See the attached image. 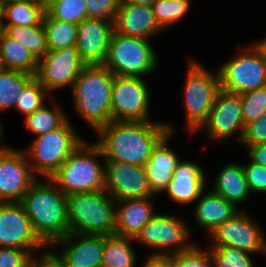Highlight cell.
<instances>
[{
  "label": "cell",
  "mask_w": 266,
  "mask_h": 267,
  "mask_svg": "<svg viewBox=\"0 0 266 267\" xmlns=\"http://www.w3.org/2000/svg\"><path fill=\"white\" fill-rule=\"evenodd\" d=\"M239 210L214 229L209 246H229L251 254L261 253L263 229L246 211Z\"/></svg>",
  "instance_id": "obj_16"
},
{
  "label": "cell",
  "mask_w": 266,
  "mask_h": 267,
  "mask_svg": "<svg viewBox=\"0 0 266 267\" xmlns=\"http://www.w3.org/2000/svg\"><path fill=\"white\" fill-rule=\"evenodd\" d=\"M196 202L194 219L199 227L206 229L207 235L239 211L233 203L213 191H204Z\"/></svg>",
  "instance_id": "obj_24"
},
{
  "label": "cell",
  "mask_w": 266,
  "mask_h": 267,
  "mask_svg": "<svg viewBox=\"0 0 266 267\" xmlns=\"http://www.w3.org/2000/svg\"><path fill=\"white\" fill-rule=\"evenodd\" d=\"M142 267H173L172 263L167 258H150L144 261Z\"/></svg>",
  "instance_id": "obj_45"
},
{
  "label": "cell",
  "mask_w": 266,
  "mask_h": 267,
  "mask_svg": "<svg viewBox=\"0 0 266 267\" xmlns=\"http://www.w3.org/2000/svg\"><path fill=\"white\" fill-rule=\"evenodd\" d=\"M0 1H2L5 4V3L11 2V1H20V0H0Z\"/></svg>",
  "instance_id": "obj_53"
},
{
  "label": "cell",
  "mask_w": 266,
  "mask_h": 267,
  "mask_svg": "<svg viewBox=\"0 0 266 267\" xmlns=\"http://www.w3.org/2000/svg\"><path fill=\"white\" fill-rule=\"evenodd\" d=\"M32 257L28 250L0 247V267H32Z\"/></svg>",
  "instance_id": "obj_41"
},
{
  "label": "cell",
  "mask_w": 266,
  "mask_h": 267,
  "mask_svg": "<svg viewBox=\"0 0 266 267\" xmlns=\"http://www.w3.org/2000/svg\"><path fill=\"white\" fill-rule=\"evenodd\" d=\"M149 87L143 77L114 75L111 88L112 120L152 122Z\"/></svg>",
  "instance_id": "obj_11"
},
{
  "label": "cell",
  "mask_w": 266,
  "mask_h": 267,
  "mask_svg": "<svg viewBox=\"0 0 266 267\" xmlns=\"http://www.w3.org/2000/svg\"><path fill=\"white\" fill-rule=\"evenodd\" d=\"M244 127L241 94L220 88L207 119L193 134L204 129L208 139L221 144L236 134L241 141Z\"/></svg>",
  "instance_id": "obj_12"
},
{
  "label": "cell",
  "mask_w": 266,
  "mask_h": 267,
  "mask_svg": "<svg viewBox=\"0 0 266 267\" xmlns=\"http://www.w3.org/2000/svg\"><path fill=\"white\" fill-rule=\"evenodd\" d=\"M120 3H130L151 6L156 0H119Z\"/></svg>",
  "instance_id": "obj_46"
},
{
  "label": "cell",
  "mask_w": 266,
  "mask_h": 267,
  "mask_svg": "<svg viewBox=\"0 0 266 267\" xmlns=\"http://www.w3.org/2000/svg\"><path fill=\"white\" fill-rule=\"evenodd\" d=\"M206 182L202 166L190 160H180L165 192L169 202L187 205L198 200L204 192Z\"/></svg>",
  "instance_id": "obj_21"
},
{
  "label": "cell",
  "mask_w": 266,
  "mask_h": 267,
  "mask_svg": "<svg viewBox=\"0 0 266 267\" xmlns=\"http://www.w3.org/2000/svg\"><path fill=\"white\" fill-rule=\"evenodd\" d=\"M266 55V37L256 42Z\"/></svg>",
  "instance_id": "obj_48"
},
{
  "label": "cell",
  "mask_w": 266,
  "mask_h": 267,
  "mask_svg": "<svg viewBox=\"0 0 266 267\" xmlns=\"http://www.w3.org/2000/svg\"><path fill=\"white\" fill-rule=\"evenodd\" d=\"M113 23L114 32L126 37L151 39L165 31L158 24L152 6L147 5L120 3Z\"/></svg>",
  "instance_id": "obj_20"
},
{
  "label": "cell",
  "mask_w": 266,
  "mask_h": 267,
  "mask_svg": "<svg viewBox=\"0 0 266 267\" xmlns=\"http://www.w3.org/2000/svg\"><path fill=\"white\" fill-rule=\"evenodd\" d=\"M0 247L28 250L32 255L47 247L19 203H0Z\"/></svg>",
  "instance_id": "obj_15"
},
{
  "label": "cell",
  "mask_w": 266,
  "mask_h": 267,
  "mask_svg": "<svg viewBox=\"0 0 266 267\" xmlns=\"http://www.w3.org/2000/svg\"><path fill=\"white\" fill-rule=\"evenodd\" d=\"M19 204L29 217L34 232L47 246L70 232L66 195L50 179L38 178Z\"/></svg>",
  "instance_id": "obj_2"
},
{
  "label": "cell",
  "mask_w": 266,
  "mask_h": 267,
  "mask_svg": "<svg viewBox=\"0 0 266 267\" xmlns=\"http://www.w3.org/2000/svg\"><path fill=\"white\" fill-rule=\"evenodd\" d=\"M150 39L113 32L105 63L114 75L146 77L158 69V55Z\"/></svg>",
  "instance_id": "obj_7"
},
{
  "label": "cell",
  "mask_w": 266,
  "mask_h": 267,
  "mask_svg": "<svg viewBox=\"0 0 266 267\" xmlns=\"http://www.w3.org/2000/svg\"><path fill=\"white\" fill-rule=\"evenodd\" d=\"M3 125H2V123H1V121H0V144H2L1 143V141L4 139V138H2L3 137V135H4V128L2 127ZM2 147H7V145H0V148H2Z\"/></svg>",
  "instance_id": "obj_50"
},
{
  "label": "cell",
  "mask_w": 266,
  "mask_h": 267,
  "mask_svg": "<svg viewBox=\"0 0 266 267\" xmlns=\"http://www.w3.org/2000/svg\"><path fill=\"white\" fill-rule=\"evenodd\" d=\"M212 267H254L251 253L229 246H209Z\"/></svg>",
  "instance_id": "obj_35"
},
{
  "label": "cell",
  "mask_w": 266,
  "mask_h": 267,
  "mask_svg": "<svg viewBox=\"0 0 266 267\" xmlns=\"http://www.w3.org/2000/svg\"><path fill=\"white\" fill-rule=\"evenodd\" d=\"M8 38L21 43L38 60L48 52L43 24L39 26H2Z\"/></svg>",
  "instance_id": "obj_30"
},
{
  "label": "cell",
  "mask_w": 266,
  "mask_h": 267,
  "mask_svg": "<svg viewBox=\"0 0 266 267\" xmlns=\"http://www.w3.org/2000/svg\"><path fill=\"white\" fill-rule=\"evenodd\" d=\"M45 14V7L39 0L11 1L4 4L3 26H39Z\"/></svg>",
  "instance_id": "obj_28"
},
{
  "label": "cell",
  "mask_w": 266,
  "mask_h": 267,
  "mask_svg": "<svg viewBox=\"0 0 266 267\" xmlns=\"http://www.w3.org/2000/svg\"><path fill=\"white\" fill-rule=\"evenodd\" d=\"M86 66L75 47L48 51L38 59L35 78L52 95L56 90L71 89L80 71Z\"/></svg>",
  "instance_id": "obj_13"
},
{
  "label": "cell",
  "mask_w": 266,
  "mask_h": 267,
  "mask_svg": "<svg viewBox=\"0 0 266 267\" xmlns=\"http://www.w3.org/2000/svg\"><path fill=\"white\" fill-rule=\"evenodd\" d=\"M5 69L4 65H3V62L0 58V72L3 71Z\"/></svg>",
  "instance_id": "obj_52"
},
{
  "label": "cell",
  "mask_w": 266,
  "mask_h": 267,
  "mask_svg": "<svg viewBox=\"0 0 266 267\" xmlns=\"http://www.w3.org/2000/svg\"><path fill=\"white\" fill-rule=\"evenodd\" d=\"M169 123L153 121H116L98 128L99 140L94 142L104 161H117L144 167L157 145L168 133L175 132Z\"/></svg>",
  "instance_id": "obj_1"
},
{
  "label": "cell",
  "mask_w": 266,
  "mask_h": 267,
  "mask_svg": "<svg viewBox=\"0 0 266 267\" xmlns=\"http://www.w3.org/2000/svg\"><path fill=\"white\" fill-rule=\"evenodd\" d=\"M33 77L17 70L4 69L0 72V112L15 108L17 98Z\"/></svg>",
  "instance_id": "obj_32"
},
{
  "label": "cell",
  "mask_w": 266,
  "mask_h": 267,
  "mask_svg": "<svg viewBox=\"0 0 266 267\" xmlns=\"http://www.w3.org/2000/svg\"><path fill=\"white\" fill-rule=\"evenodd\" d=\"M39 1L46 8L49 4H51L53 1H56V0H39Z\"/></svg>",
  "instance_id": "obj_51"
},
{
  "label": "cell",
  "mask_w": 266,
  "mask_h": 267,
  "mask_svg": "<svg viewBox=\"0 0 266 267\" xmlns=\"http://www.w3.org/2000/svg\"><path fill=\"white\" fill-rule=\"evenodd\" d=\"M220 88L243 94L266 86V55L256 41L241 48L219 69Z\"/></svg>",
  "instance_id": "obj_10"
},
{
  "label": "cell",
  "mask_w": 266,
  "mask_h": 267,
  "mask_svg": "<svg viewBox=\"0 0 266 267\" xmlns=\"http://www.w3.org/2000/svg\"><path fill=\"white\" fill-rule=\"evenodd\" d=\"M173 267H212L208 248L194 244L190 249L167 257Z\"/></svg>",
  "instance_id": "obj_37"
},
{
  "label": "cell",
  "mask_w": 266,
  "mask_h": 267,
  "mask_svg": "<svg viewBox=\"0 0 266 267\" xmlns=\"http://www.w3.org/2000/svg\"><path fill=\"white\" fill-rule=\"evenodd\" d=\"M37 179L24 151L0 148V203H19Z\"/></svg>",
  "instance_id": "obj_14"
},
{
  "label": "cell",
  "mask_w": 266,
  "mask_h": 267,
  "mask_svg": "<svg viewBox=\"0 0 266 267\" xmlns=\"http://www.w3.org/2000/svg\"><path fill=\"white\" fill-rule=\"evenodd\" d=\"M70 232L115 235L116 201L104 190L66 196Z\"/></svg>",
  "instance_id": "obj_5"
},
{
  "label": "cell",
  "mask_w": 266,
  "mask_h": 267,
  "mask_svg": "<svg viewBox=\"0 0 266 267\" xmlns=\"http://www.w3.org/2000/svg\"><path fill=\"white\" fill-rule=\"evenodd\" d=\"M48 98L51 99L52 95L33 77L17 98L15 109L24 116L32 114L45 105V99Z\"/></svg>",
  "instance_id": "obj_34"
},
{
  "label": "cell",
  "mask_w": 266,
  "mask_h": 267,
  "mask_svg": "<svg viewBox=\"0 0 266 267\" xmlns=\"http://www.w3.org/2000/svg\"><path fill=\"white\" fill-rule=\"evenodd\" d=\"M174 132H168L154 147L148 162L144 165L151 194L155 197L164 193L180 159L176 151L168 147Z\"/></svg>",
  "instance_id": "obj_22"
},
{
  "label": "cell",
  "mask_w": 266,
  "mask_h": 267,
  "mask_svg": "<svg viewBox=\"0 0 266 267\" xmlns=\"http://www.w3.org/2000/svg\"><path fill=\"white\" fill-rule=\"evenodd\" d=\"M48 51L75 47L77 24L51 18L46 12L42 20Z\"/></svg>",
  "instance_id": "obj_31"
},
{
  "label": "cell",
  "mask_w": 266,
  "mask_h": 267,
  "mask_svg": "<svg viewBox=\"0 0 266 267\" xmlns=\"http://www.w3.org/2000/svg\"><path fill=\"white\" fill-rule=\"evenodd\" d=\"M132 242H135L134 238L104 235L101 267H135L138 256Z\"/></svg>",
  "instance_id": "obj_27"
},
{
  "label": "cell",
  "mask_w": 266,
  "mask_h": 267,
  "mask_svg": "<svg viewBox=\"0 0 266 267\" xmlns=\"http://www.w3.org/2000/svg\"><path fill=\"white\" fill-rule=\"evenodd\" d=\"M113 78L104 65H86L71 88L74 110L94 132L112 121Z\"/></svg>",
  "instance_id": "obj_3"
},
{
  "label": "cell",
  "mask_w": 266,
  "mask_h": 267,
  "mask_svg": "<svg viewBox=\"0 0 266 267\" xmlns=\"http://www.w3.org/2000/svg\"><path fill=\"white\" fill-rule=\"evenodd\" d=\"M152 198L116 201L115 235L135 238L143 226L156 214Z\"/></svg>",
  "instance_id": "obj_23"
},
{
  "label": "cell",
  "mask_w": 266,
  "mask_h": 267,
  "mask_svg": "<svg viewBox=\"0 0 266 267\" xmlns=\"http://www.w3.org/2000/svg\"><path fill=\"white\" fill-rule=\"evenodd\" d=\"M243 163H231L224 165L217 174L211 191L224 197L227 201L237 204H244V201L251 195L245 178Z\"/></svg>",
  "instance_id": "obj_25"
},
{
  "label": "cell",
  "mask_w": 266,
  "mask_h": 267,
  "mask_svg": "<svg viewBox=\"0 0 266 267\" xmlns=\"http://www.w3.org/2000/svg\"><path fill=\"white\" fill-rule=\"evenodd\" d=\"M4 19V3L0 1V31L2 30Z\"/></svg>",
  "instance_id": "obj_47"
},
{
  "label": "cell",
  "mask_w": 266,
  "mask_h": 267,
  "mask_svg": "<svg viewBox=\"0 0 266 267\" xmlns=\"http://www.w3.org/2000/svg\"><path fill=\"white\" fill-rule=\"evenodd\" d=\"M244 147L249 160L266 168V143Z\"/></svg>",
  "instance_id": "obj_44"
},
{
  "label": "cell",
  "mask_w": 266,
  "mask_h": 267,
  "mask_svg": "<svg viewBox=\"0 0 266 267\" xmlns=\"http://www.w3.org/2000/svg\"><path fill=\"white\" fill-rule=\"evenodd\" d=\"M261 253L265 254L266 253V235L262 234V244H261Z\"/></svg>",
  "instance_id": "obj_49"
},
{
  "label": "cell",
  "mask_w": 266,
  "mask_h": 267,
  "mask_svg": "<svg viewBox=\"0 0 266 267\" xmlns=\"http://www.w3.org/2000/svg\"><path fill=\"white\" fill-rule=\"evenodd\" d=\"M87 18L114 22L118 13L119 0H85Z\"/></svg>",
  "instance_id": "obj_39"
},
{
  "label": "cell",
  "mask_w": 266,
  "mask_h": 267,
  "mask_svg": "<svg viewBox=\"0 0 266 267\" xmlns=\"http://www.w3.org/2000/svg\"><path fill=\"white\" fill-rule=\"evenodd\" d=\"M52 107L47 108L43 105L34 113L25 116V125L30 133L40 136L60 127L67 119L68 115L64 112L58 102L55 101L54 96L51 98Z\"/></svg>",
  "instance_id": "obj_29"
},
{
  "label": "cell",
  "mask_w": 266,
  "mask_h": 267,
  "mask_svg": "<svg viewBox=\"0 0 266 267\" xmlns=\"http://www.w3.org/2000/svg\"><path fill=\"white\" fill-rule=\"evenodd\" d=\"M59 246L63 249L59 256L68 267L102 266L104 235L69 232L56 240L51 248H60Z\"/></svg>",
  "instance_id": "obj_19"
},
{
  "label": "cell",
  "mask_w": 266,
  "mask_h": 267,
  "mask_svg": "<svg viewBox=\"0 0 266 267\" xmlns=\"http://www.w3.org/2000/svg\"><path fill=\"white\" fill-rule=\"evenodd\" d=\"M85 0H56L45 8V12L60 21L79 24L87 18Z\"/></svg>",
  "instance_id": "obj_36"
},
{
  "label": "cell",
  "mask_w": 266,
  "mask_h": 267,
  "mask_svg": "<svg viewBox=\"0 0 266 267\" xmlns=\"http://www.w3.org/2000/svg\"><path fill=\"white\" fill-rule=\"evenodd\" d=\"M52 249V250H51ZM51 246H47L40 256L34 254L32 257V267H66L64 260L53 252Z\"/></svg>",
  "instance_id": "obj_43"
},
{
  "label": "cell",
  "mask_w": 266,
  "mask_h": 267,
  "mask_svg": "<svg viewBox=\"0 0 266 267\" xmlns=\"http://www.w3.org/2000/svg\"><path fill=\"white\" fill-rule=\"evenodd\" d=\"M245 178L251 193L266 194V168L258 165L251 160L242 165Z\"/></svg>",
  "instance_id": "obj_42"
},
{
  "label": "cell",
  "mask_w": 266,
  "mask_h": 267,
  "mask_svg": "<svg viewBox=\"0 0 266 267\" xmlns=\"http://www.w3.org/2000/svg\"><path fill=\"white\" fill-rule=\"evenodd\" d=\"M158 24L164 29L182 20L191 8V0H156L152 5Z\"/></svg>",
  "instance_id": "obj_33"
},
{
  "label": "cell",
  "mask_w": 266,
  "mask_h": 267,
  "mask_svg": "<svg viewBox=\"0 0 266 267\" xmlns=\"http://www.w3.org/2000/svg\"><path fill=\"white\" fill-rule=\"evenodd\" d=\"M240 143L242 146H255L266 143V112L259 118L245 124Z\"/></svg>",
  "instance_id": "obj_40"
},
{
  "label": "cell",
  "mask_w": 266,
  "mask_h": 267,
  "mask_svg": "<svg viewBox=\"0 0 266 267\" xmlns=\"http://www.w3.org/2000/svg\"><path fill=\"white\" fill-rule=\"evenodd\" d=\"M244 125L266 112V86L241 94Z\"/></svg>",
  "instance_id": "obj_38"
},
{
  "label": "cell",
  "mask_w": 266,
  "mask_h": 267,
  "mask_svg": "<svg viewBox=\"0 0 266 267\" xmlns=\"http://www.w3.org/2000/svg\"><path fill=\"white\" fill-rule=\"evenodd\" d=\"M177 215L156 213L136 235L134 241L156 252L150 258H167L171 255L190 249L194 244L190 227ZM191 243V244H190Z\"/></svg>",
  "instance_id": "obj_8"
},
{
  "label": "cell",
  "mask_w": 266,
  "mask_h": 267,
  "mask_svg": "<svg viewBox=\"0 0 266 267\" xmlns=\"http://www.w3.org/2000/svg\"><path fill=\"white\" fill-rule=\"evenodd\" d=\"M88 143L84 140L49 178L66 196L104 189L103 154L95 143Z\"/></svg>",
  "instance_id": "obj_4"
},
{
  "label": "cell",
  "mask_w": 266,
  "mask_h": 267,
  "mask_svg": "<svg viewBox=\"0 0 266 267\" xmlns=\"http://www.w3.org/2000/svg\"><path fill=\"white\" fill-rule=\"evenodd\" d=\"M104 190L115 200L153 197L142 166L105 161Z\"/></svg>",
  "instance_id": "obj_17"
},
{
  "label": "cell",
  "mask_w": 266,
  "mask_h": 267,
  "mask_svg": "<svg viewBox=\"0 0 266 267\" xmlns=\"http://www.w3.org/2000/svg\"><path fill=\"white\" fill-rule=\"evenodd\" d=\"M73 127L68 118L60 127L35 137L30 146L24 148L37 178L41 175L42 179H49L85 140Z\"/></svg>",
  "instance_id": "obj_6"
},
{
  "label": "cell",
  "mask_w": 266,
  "mask_h": 267,
  "mask_svg": "<svg viewBox=\"0 0 266 267\" xmlns=\"http://www.w3.org/2000/svg\"><path fill=\"white\" fill-rule=\"evenodd\" d=\"M184 86L187 129L194 133L207 119L220 89L219 72H211L191 59Z\"/></svg>",
  "instance_id": "obj_9"
},
{
  "label": "cell",
  "mask_w": 266,
  "mask_h": 267,
  "mask_svg": "<svg viewBox=\"0 0 266 267\" xmlns=\"http://www.w3.org/2000/svg\"><path fill=\"white\" fill-rule=\"evenodd\" d=\"M0 58L5 69L17 70L34 75L38 60L18 41L8 38L0 31Z\"/></svg>",
  "instance_id": "obj_26"
},
{
  "label": "cell",
  "mask_w": 266,
  "mask_h": 267,
  "mask_svg": "<svg viewBox=\"0 0 266 267\" xmlns=\"http://www.w3.org/2000/svg\"><path fill=\"white\" fill-rule=\"evenodd\" d=\"M114 23L102 19L85 18L77 24V49L86 65H103L108 55Z\"/></svg>",
  "instance_id": "obj_18"
}]
</instances>
